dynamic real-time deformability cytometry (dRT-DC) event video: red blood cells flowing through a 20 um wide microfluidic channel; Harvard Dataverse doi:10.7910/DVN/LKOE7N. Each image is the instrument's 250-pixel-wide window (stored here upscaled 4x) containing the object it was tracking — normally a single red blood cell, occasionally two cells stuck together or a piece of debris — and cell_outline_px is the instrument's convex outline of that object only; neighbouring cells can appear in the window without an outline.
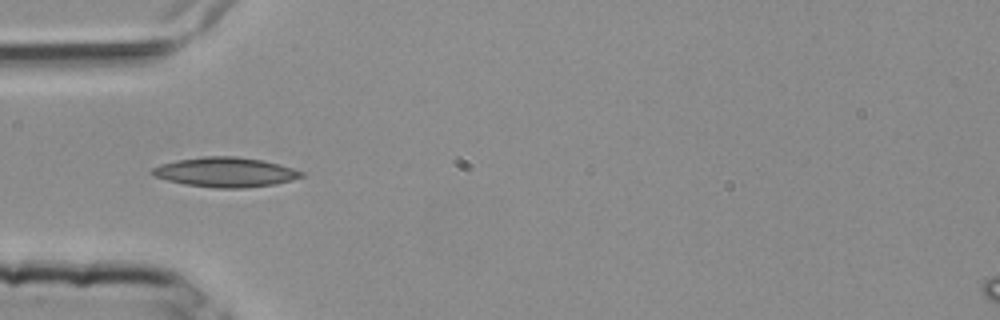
{"species": "common noctule bat (a hibernating species)", "species_latin": "Nyctalus noctula", "temperature_condition": "room temperature", "stored_images_in_passage": 3, "camera_frame_rate_fps": 3000, "um_per_image_px": 0.085, "animal": {"sex": "female", "body_mass_g": 25.1}, "frame": {"image": 1, "passage_image": 3, "time_ms": 0.667, "image_size_px": [1000, 320], "cell_outline_px": [[304, 176], [292, 180], [272, 184], [244, 188], [216, 188], [184, 184], [152, 176], [148, 172], [152, 168], [160, 164], [176, 160], [204, 156], [236, 156], [264, 160], [280, 164], [304, 172]], "centroid_in_image_um": [19.13, 14.62], "position_along_channel_um": 65.9, "area_um2": 25.95}}